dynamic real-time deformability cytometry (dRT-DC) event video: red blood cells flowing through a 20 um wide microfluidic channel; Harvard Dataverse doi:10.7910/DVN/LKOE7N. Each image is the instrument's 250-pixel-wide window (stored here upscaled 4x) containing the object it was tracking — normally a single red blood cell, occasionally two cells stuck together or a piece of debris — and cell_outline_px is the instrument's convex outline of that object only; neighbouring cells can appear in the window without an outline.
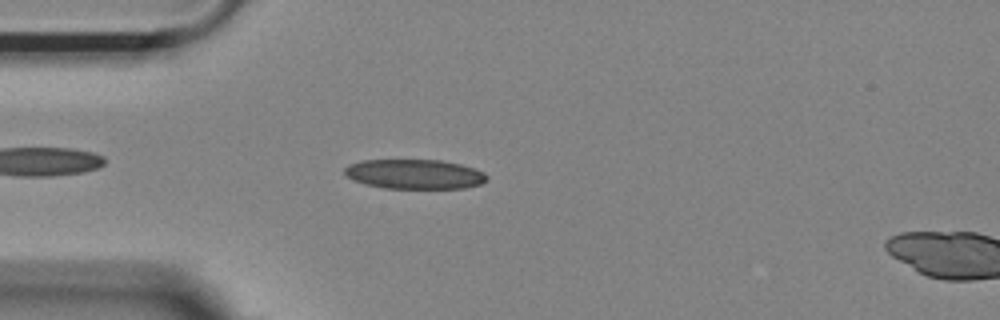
{"species": "Egyptian fruit bat (a non-hibernating species)", "species_latin": "Rousettus aegyptiacus", "temperature_condition": "room temperature", "stored_images_in_passage": 41, "camera_frame_rate_fps": 3000, "um_per_image_px": 0.085, "animal": {"sex": "female"}, "frame": {"image": 1, "passage_image": 2, "time_ms": 0.333, "image_size_px": [1000, 320], "cell_outline_px": [[488, 180], [480, 184], [464, 188], [384, 188], [364, 184], [352, 180], [344, 172], [344, 168], [348, 164], [360, 160], [440, 160], [460, 164], [484, 172], [488, 176]], "centroid_in_image_um": [35.21, 14.8], "position_along_channel_um": 49.8, "area_um2": 24.62}}
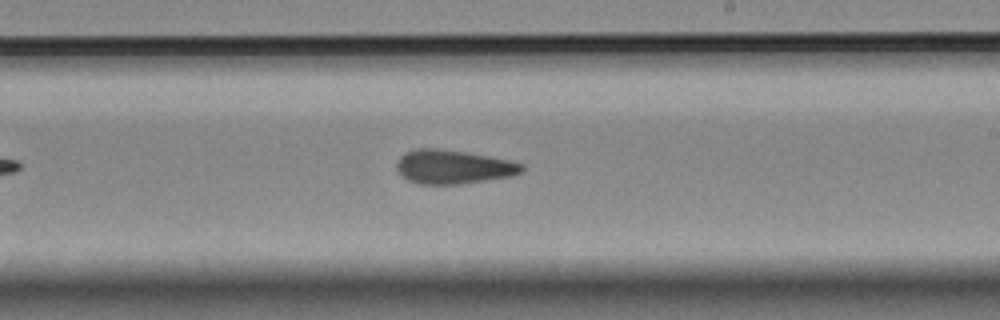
{"frame": {"image": 2, "passage_image": 19, "time_ms": 6.0, "image_size_px": [1000, 320], "cell_outline_px": [[524, 168], [520, 172], [508, 176], [456, 184], [420, 184], [408, 180], [400, 176], [396, 168], [396, 164], [400, 156], [416, 148], [440, 148], [488, 156], [508, 160], [524, 164]], "centroid_in_image_um": [38.45, 14.17], "position_along_channel_um": 250.5, "area_um2": 24.39}}
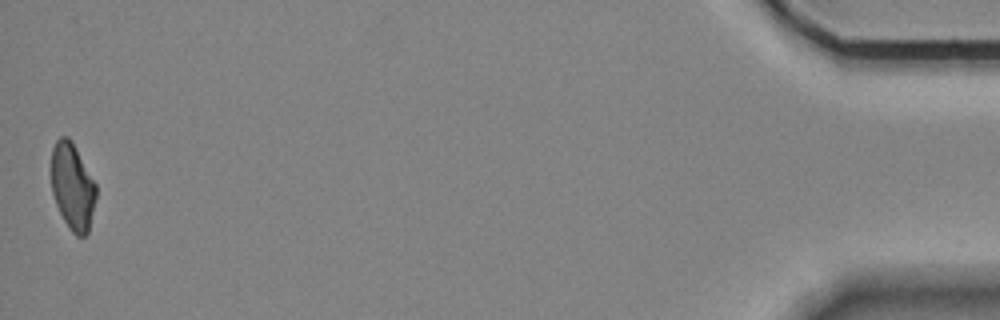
{"frame": {"image": 3, "passage_image": 41, "time_ms": 13.333, "image_size_px": [1000, 320], "cell_outline_px": [[96, 196], [88, 232], [84, 236], [76, 236], [72, 232], [64, 220], [56, 204], [52, 192], [52, 148], [56, 140], [60, 136], [68, 136], [72, 140], [96, 184]], "centroid_in_image_um": [6.16, 15.83], "position_along_channel_um": 429.0, "area_um2": 22.48}, "authors_computed_cell_mechanics": {"area_um2": 24.7384, "velocity_mm_per_s": 3.6978, "shape_relaxation_time_tau1_ms": 8.7848, "shape_relaxation_time_tau2_ms": 3.4343, "deformation_change_tau1": 0.1663, "deformation_change_tau2": 0.1105}}